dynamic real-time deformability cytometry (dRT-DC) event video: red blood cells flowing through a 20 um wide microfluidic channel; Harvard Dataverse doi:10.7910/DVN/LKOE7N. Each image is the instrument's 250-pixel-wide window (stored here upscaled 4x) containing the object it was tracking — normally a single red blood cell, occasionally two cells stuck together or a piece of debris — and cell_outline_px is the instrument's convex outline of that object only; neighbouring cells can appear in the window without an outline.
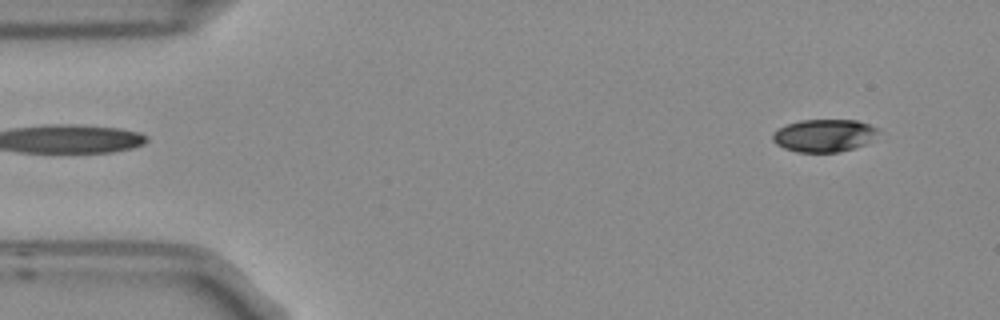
{"species": "Egyptian fruit bat (a non-hibernating species)", "species_latin": "Rousettus aegyptiacus", "temperature_condition": "room temperature", "stored_images_in_passage": 4, "camera_frame_rate_fps": 3000, "um_per_image_px": 0.085, "frame": {"image": 1, "passage_image": 1, "time_ms": 0.0, "image_size_px": [1000, 320], "cell_outline_px": [[880, 132], [864, 144], [852, 148], [836, 152], [796, 152], [784, 148], [776, 144], [772, 140], [772, 132], [788, 124], [800, 120], [856, 120], [880, 128]], "centroid_in_image_um": [70.03, 11.51], "position_along_channel_um": 15.0, "area_um2": 20.0}}
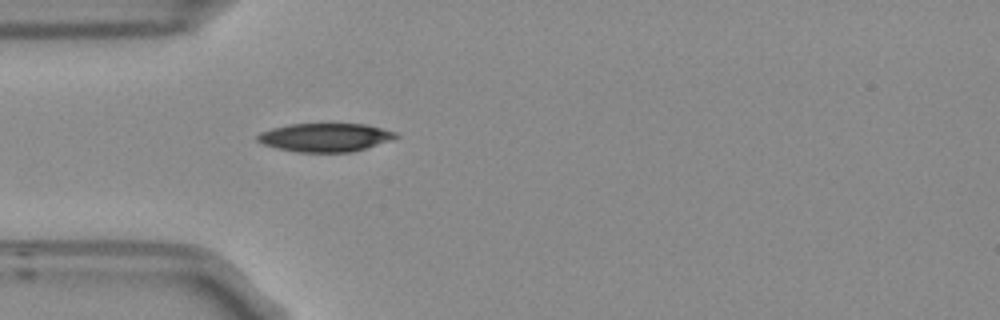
{"frame": {"image": 2, "passage_image": 4, "time_ms": 1.0, "image_size_px": [1000, 320], "cell_outline_px": [[400, 136], [392, 140], [352, 152], [296, 152], [264, 144], [256, 140], [256, 136], [260, 132], [272, 128], [288, 124], [332, 120], [364, 124], [396, 132]], "centroid_in_image_um": [27.66, 11.62], "position_along_channel_um": 57.3, "area_um2": 23.93}}